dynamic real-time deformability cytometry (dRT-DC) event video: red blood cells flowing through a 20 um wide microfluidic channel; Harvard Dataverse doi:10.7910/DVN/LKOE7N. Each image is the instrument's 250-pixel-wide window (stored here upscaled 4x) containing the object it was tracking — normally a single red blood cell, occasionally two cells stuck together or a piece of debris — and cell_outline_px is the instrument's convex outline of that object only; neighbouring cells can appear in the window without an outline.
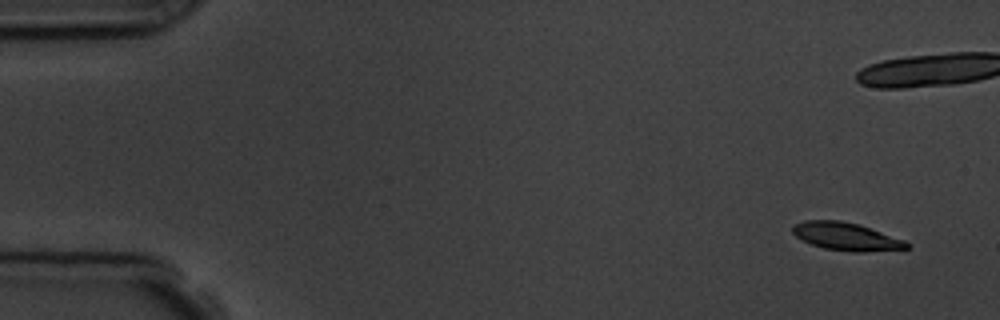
{"species": "common noctule bat (a hibernating species)", "species_latin": "Nyctalus noctula", "temperature_condition": "room temperature", "stored_images_in_passage": 8, "camera_frame_rate_fps": 3000, "um_per_image_px": 0.085, "animal": {"sex": "male", "body_mass_g": 19.5, "forearm_length_mm": 54.6}, "frame": {"image": 1, "passage_image": 1, "time_ms": 0.0, "image_size_px": [1000, 320], "cell_outline_px": [[912, 248], [864, 252], [852, 252], [824, 248], [812, 244], [796, 236], [792, 232], [792, 224], [804, 220], [840, 220], [856, 224], [904, 240], [912, 244]], "centroid_in_image_um": [71.93, 20.11], "position_along_channel_um": 13.1, "area_um2": 18.38}}